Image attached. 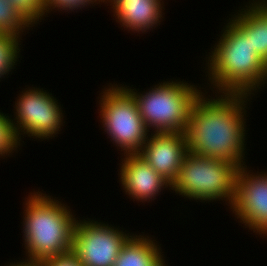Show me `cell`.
I'll return each mask as SVG.
<instances>
[{
	"mask_svg": "<svg viewBox=\"0 0 267 266\" xmlns=\"http://www.w3.org/2000/svg\"><path fill=\"white\" fill-rule=\"evenodd\" d=\"M8 115L0 112V157L13 153L20 146V138L17 134L16 127Z\"/></svg>",
	"mask_w": 267,
	"mask_h": 266,
	"instance_id": "cell-17",
	"label": "cell"
},
{
	"mask_svg": "<svg viewBox=\"0 0 267 266\" xmlns=\"http://www.w3.org/2000/svg\"><path fill=\"white\" fill-rule=\"evenodd\" d=\"M208 57V79L219 92L254 94L267 81V63L254 50L250 37L230 20Z\"/></svg>",
	"mask_w": 267,
	"mask_h": 266,
	"instance_id": "cell-2",
	"label": "cell"
},
{
	"mask_svg": "<svg viewBox=\"0 0 267 266\" xmlns=\"http://www.w3.org/2000/svg\"><path fill=\"white\" fill-rule=\"evenodd\" d=\"M32 24H37L44 15L45 0H9ZM38 21V22H37Z\"/></svg>",
	"mask_w": 267,
	"mask_h": 266,
	"instance_id": "cell-18",
	"label": "cell"
},
{
	"mask_svg": "<svg viewBox=\"0 0 267 266\" xmlns=\"http://www.w3.org/2000/svg\"><path fill=\"white\" fill-rule=\"evenodd\" d=\"M21 37L0 35V78L13 69L19 58Z\"/></svg>",
	"mask_w": 267,
	"mask_h": 266,
	"instance_id": "cell-16",
	"label": "cell"
},
{
	"mask_svg": "<svg viewBox=\"0 0 267 266\" xmlns=\"http://www.w3.org/2000/svg\"><path fill=\"white\" fill-rule=\"evenodd\" d=\"M103 2L102 0H45L44 3V14L47 15V12H51L52 9L57 8V10H75L81 9L89 4H94V2ZM51 9V11H50Z\"/></svg>",
	"mask_w": 267,
	"mask_h": 266,
	"instance_id": "cell-19",
	"label": "cell"
},
{
	"mask_svg": "<svg viewBox=\"0 0 267 266\" xmlns=\"http://www.w3.org/2000/svg\"><path fill=\"white\" fill-rule=\"evenodd\" d=\"M30 195L26 198L23 221L26 261L41 263L72 251L77 220L70 208L39 191Z\"/></svg>",
	"mask_w": 267,
	"mask_h": 266,
	"instance_id": "cell-3",
	"label": "cell"
},
{
	"mask_svg": "<svg viewBox=\"0 0 267 266\" xmlns=\"http://www.w3.org/2000/svg\"><path fill=\"white\" fill-rule=\"evenodd\" d=\"M138 153L170 185L188 152L187 137L181 132H154Z\"/></svg>",
	"mask_w": 267,
	"mask_h": 266,
	"instance_id": "cell-10",
	"label": "cell"
},
{
	"mask_svg": "<svg viewBox=\"0 0 267 266\" xmlns=\"http://www.w3.org/2000/svg\"><path fill=\"white\" fill-rule=\"evenodd\" d=\"M8 266V265H7ZM9 266H41V264L39 262H32V261H24L23 262H18V263H10Z\"/></svg>",
	"mask_w": 267,
	"mask_h": 266,
	"instance_id": "cell-21",
	"label": "cell"
},
{
	"mask_svg": "<svg viewBox=\"0 0 267 266\" xmlns=\"http://www.w3.org/2000/svg\"><path fill=\"white\" fill-rule=\"evenodd\" d=\"M148 236L134 234L123 245L114 266H153L161 249Z\"/></svg>",
	"mask_w": 267,
	"mask_h": 266,
	"instance_id": "cell-14",
	"label": "cell"
},
{
	"mask_svg": "<svg viewBox=\"0 0 267 266\" xmlns=\"http://www.w3.org/2000/svg\"><path fill=\"white\" fill-rule=\"evenodd\" d=\"M153 266H167L163 259V255L153 264Z\"/></svg>",
	"mask_w": 267,
	"mask_h": 266,
	"instance_id": "cell-22",
	"label": "cell"
},
{
	"mask_svg": "<svg viewBox=\"0 0 267 266\" xmlns=\"http://www.w3.org/2000/svg\"><path fill=\"white\" fill-rule=\"evenodd\" d=\"M122 159L120 182L125 194L140 202L150 201L162 188L171 185L162 178L138 153L126 154Z\"/></svg>",
	"mask_w": 267,
	"mask_h": 266,
	"instance_id": "cell-11",
	"label": "cell"
},
{
	"mask_svg": "<svg viewBox=\"0 0 267 266\" xmlns=\"http://www.w3.org/2000/svg\"><path fill=\"white\" fill-rule=\"evenodd\" d=\"M40 264L41 266H83L72 251L67 254L47 258Z\"/></svg>",
	"mask_w": 267,
	"mask_h": 266,
	"instance_id": "cell-20",
	"label": "cell"
},
{
	"mask_svg": "<svg viewBox=\"0 0 267 266\" xmlns=\"http://www.w3.org/2000/svg\"><path fill=\"white\" fill-rule=\"evenodd\" d=\"M111 3L116 21L129 31L145 32L160 24L162 0H107Z\"/></svg>",
	"mask_w": 267,
	"mask_h": 266,
	"instance_id": "cell-12",
	"label": "cell"
},
{
	"mask_svg": "<svg viewBox=\"0 0 267 266\" xmlns=\"http://www.w3.org/2000/svg\"><path fill=\"white\" fill-rule=\"evenodd\" d=\"M159 84L145 94L124 87L135 98L148 131L150 127H154V132L185 133L190 109L201 90L183 81H165Z\"/></svg>",
	"mask_w": 267,
	"mask_h": 266,
	"instance_id": "cell-5",
	"label": "cell"
},
{
	"mask_svg": "<svg viewBox=\"0 0 267 266\" xmlns=\"http://www.w3.org/2000/svg\"><path fill=\"white\" fill-rule=\"evenodd\" d=\"M131 236L98 221L77 220L72 252L83 266H114L123 245Z\"/></svg>",
	"mask_w": 267,
	"mask_h": 266,
	"instance_id": "cell-7",
	"label": "cell"
},
{
	"mask_svg": "<svg viewBox=\"0 0 267 266\" xmlns=\"http://www.w3.org/2000/svg\"><path fill=\"white\" fill-rule=\"evenodd\" d=\"M33 26L35 25L25 18L9 0H0V35L20 37L21 31L24 32L23 30Z\"/></svg>",
	"mask_w": 267,
	"mask_h": 266,
	"instance_id": "cell-15",
	"label": "cell"
},
{
	"mask_svg": "<svg viewBox=\"0 0 267 266\" xmlns=\"http://www.w3.org/2000/svg\"><path fill=\"white\" fill-rule=\"evenodd\" d=\"M51 95L43 89L33 87L22 92L17 99L14 107L16 123H13L20 140L23 133L43 140L58 134L63 125V111Z\"/></svg>",
	"mask_w": 267,
	"mask_h": 266,
	"instance_id": "cell-8",
	"label": "cell"
},
{
	"mask_svg": "<svg viewBox=\"0 0 267 266\" xmlns=\"http://www.w3.org/2000/svg\"><path fill=\"white\" fill-rule=\"evenodd\" d=\"M221 93L216 99L206 98L201 91L195 97L185 131L188 151L241 167L245 165V103L251 95Z\"/></svg>",
	"mask_w": 267,
	"mask_h": 266,
	"instance_id": "cell-1",
	"label": "cell"
},
{
	"mask_svg": "<svg viewBox=\"0 0 267 266\" xmlns=\"http://www.w3.org/2000/svg\"><path fill=\"white\" fill-rule=\"evenodd\" d=\"M238 169L235 163L188 151L170 189L182 197L194 200L224 199L231 207L235 198Z\"/></svg>",
	"mask_w": 267,
	"mask_h": 266,
	"instance_id": "cell-4",
	"label": "cell"
},
{
	"mask_svg": "<svg viewBox=\"0 0 267 266\" xmlns=\"http://www.w3.org/2000/svg\"><path fill=\"white\" fill-rule=\"evenodd\" d=\"M246 7L231 20L250 37L254 50L267 63V0L254 1Z\"/></svg>",
	"mask_w": 267,
	"mask_h": 266,
	"instance_id": "cell-13",
	"label": "cell"
},
{
	"mask_svg": "<svg viewBox=\"0 0 267 266\" xmlns=\"http://www.w3.org/2000/svg\"><path fill=\"white\" fill-rule=\"evenodd\" d=\"M246 167L238 169L235 198L230 209L253 232L267 235V173L253 175Z\"/></svg>",
	"mask_w": 267,
	"mask_h": 266,
	"instance_id": "cell-9",
	"label": "cell"
},
{
	"mask_svg": "<svg viewBox=\"0 0 267 266\" xmlns=\"http://www.w3.org/2000/svg\"><path fill=\"white\" fill-rule=\"evenodd\" d=\"M99 104L105 132L124 154L139 153L148 131L133 95L123 86L111 85L102 91Z\"/></svg>",
	"mask_w": 267,
	"mask_h": 266,
	"instance_id": "cell-6",
	"label": "cell"
}]
</instances>
